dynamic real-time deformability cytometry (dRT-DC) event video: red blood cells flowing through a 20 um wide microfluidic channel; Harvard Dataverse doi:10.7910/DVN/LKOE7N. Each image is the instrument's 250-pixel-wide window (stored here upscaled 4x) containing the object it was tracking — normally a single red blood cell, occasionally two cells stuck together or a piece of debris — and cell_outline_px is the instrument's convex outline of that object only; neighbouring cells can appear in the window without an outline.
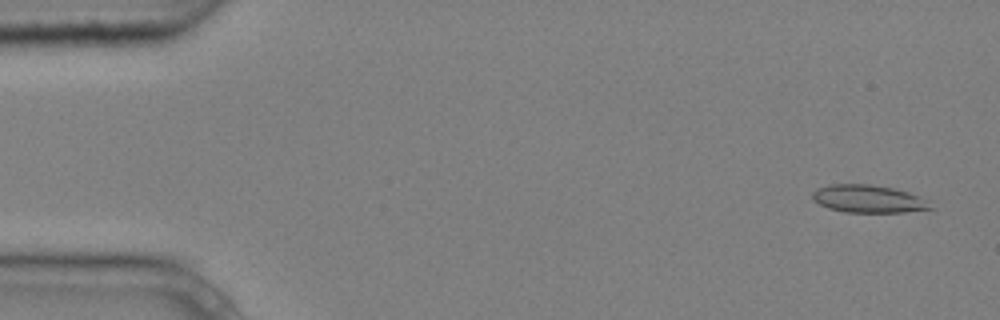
{"species": "common noctule bat (a hibernating species)", "species_latin": "Nyctalus noctula", "temperature_condition": "cold", "stored_images_in_passage": 6, "camera_frame_rate_fps": 3000, "um_per_image_px": 0.085, "animal": {"sex": "male", "body_mass_g": 20.4}, "frame": {"image": 1, "passage_image": 1, "time_ms": 0.0, "image_size_px": [1000, 320], "cell_outline_px": [[936, 208], [904, 212], [844, 212], [828, 208], [812, 200], [812, 192], [816, 188], [828, 184], [868, 184], [892, 188], [908, 192], [924, 200]], "centroid_in_image_um": [73.74, 16.9], "position_along_channel_um": 11.3, "area_um2": 18.96}}
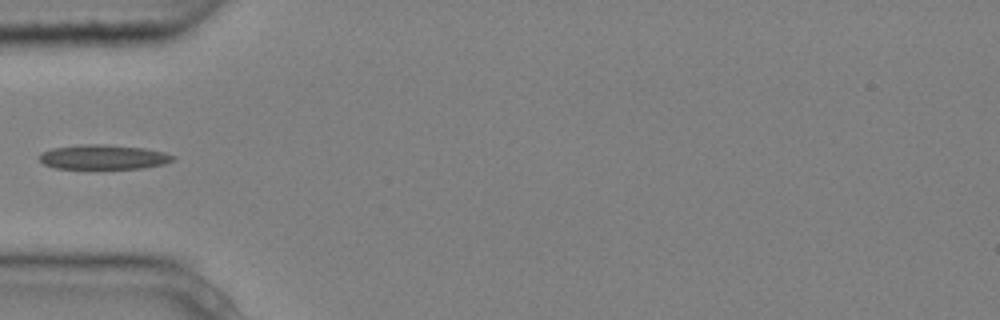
{"frame": {"image": 2, "passage_image": 5, "time_ms": 1.333, "image_size_px": [1000, 320], "cell_outline_px": [[176, 160], [164, 164], [144, 168], [56, 168], [44, 164], [40, 160], [40, 152], [52, 148], [80, 144], [104, 144], [144, 148], [164, 152], [176, 156]], "centroid_in_image_um": [8.82, 13.34], "position_along_channel_um": 76.2, "area_um2": 19.19}}
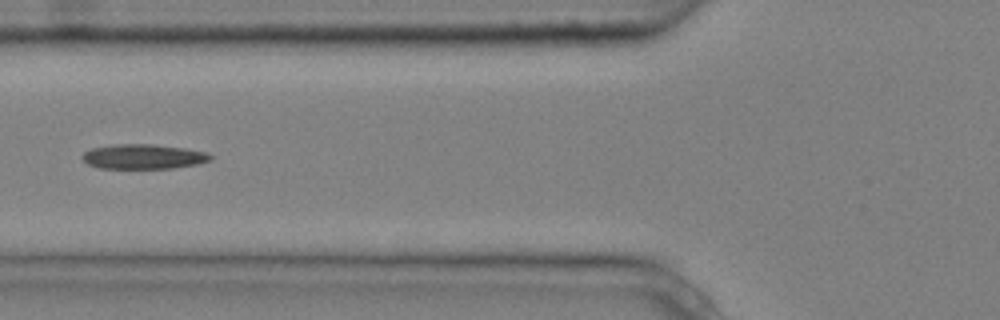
{"frame": {"image": 3, "passage_image": 6, "time_ms": 1.667, "image_size_px": [1000, 320], "cell_outline_px": [[212, 160], [196, 164], [176, 168], [100, 168], [88, 164], [80, 156], [84, 152], [92, 148], [112, 144], [152, 144], [188, 148], [208, 152], [212, 156]], "centroid_in_image_um": [12.22, 13.3], "position_along_channel_um": 113.6, "area_um2": 18.67}}